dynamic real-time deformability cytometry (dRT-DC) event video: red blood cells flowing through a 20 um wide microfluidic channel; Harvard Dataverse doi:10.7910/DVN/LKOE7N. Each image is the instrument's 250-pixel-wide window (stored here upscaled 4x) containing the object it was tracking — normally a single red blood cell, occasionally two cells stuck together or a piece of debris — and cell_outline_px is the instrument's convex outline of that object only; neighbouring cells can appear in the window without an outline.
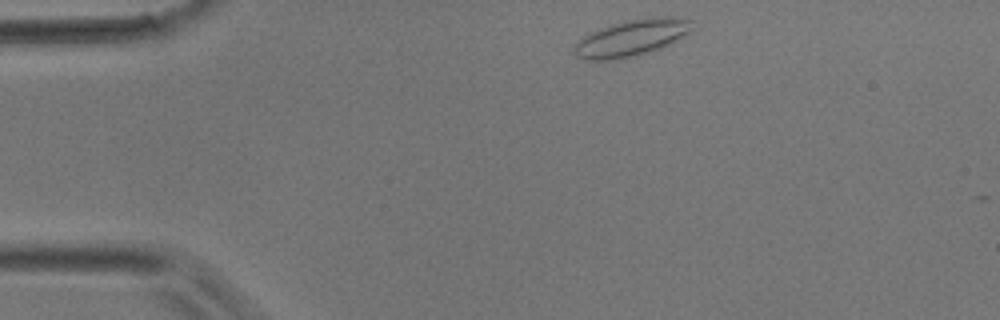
{"species": "common noctule bat (a hibernating species)", "species_latin": "Nyctalus noctula", "temperature_condition": "room temperature", "stored_images_in_passage": 3, "camera_frame_rate_fps": 3000, "um_per_image_px": 0.085, "animal": {"sex": "male", "body_mass_g": 17.9}, "frame": {"image": 1, "passage_image": 1, "time_ms": 0.0, "image_size_px": [1000, 320], "cell_outline_px": [[692, 28], [688, 32], [672, 44], [636, 56], [620, 60], [584, 60], [576, 56], [572, 52], [576, 44], [584, 36], [600, 28], [612, 24], [632, 20], [660, 16], [672, 16], [692, 20]], "centroid_in_image_um": [53.69, 3.24], "position_along_channel_um": 31.3, "area_um2": 25.03}}